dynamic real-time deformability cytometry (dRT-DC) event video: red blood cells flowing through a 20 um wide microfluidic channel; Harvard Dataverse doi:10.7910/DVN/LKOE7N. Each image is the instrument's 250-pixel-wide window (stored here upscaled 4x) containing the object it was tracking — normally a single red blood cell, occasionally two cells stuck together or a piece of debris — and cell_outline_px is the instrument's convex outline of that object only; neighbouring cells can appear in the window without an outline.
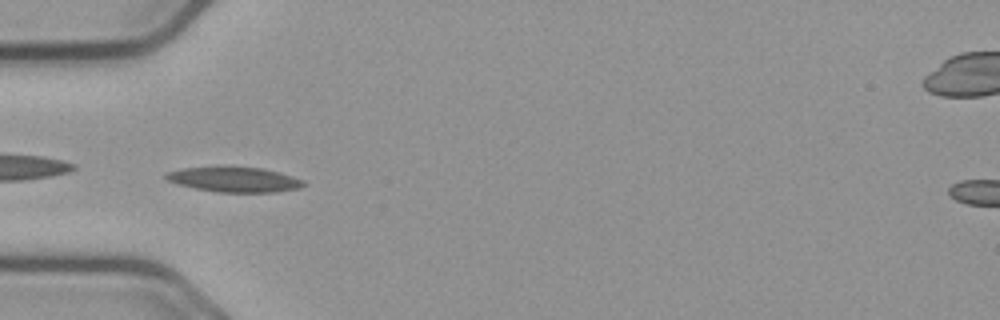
{"species": "common noctule bat (a hibernating species)", "species_latin": "Nyctalus noctula", "temperature_condition": "cold", "stored_images_in_passage": 47, "camera_frame_rate_fps": 3000, "um_per_image_px": 0.085, "animal": {"sex": "male", "body_mass_g": 23.1, "forearm_length_mm": 52.7}, "frame": {"image": 1, "passage_image": 9, "time_ms": 2.667, "image_size_px": [1000, 320], "cell_outline_px": [[308, 184], [300, 188], [276, 192], [216, 192], [176, 184], [168, 180], [164, 176], [168, 172], [184, 168], [260, 168], [280, 172], [304, 180]], "centroid_in_image_um": [19.99, 15.28], "position_along_channel_um": 65.0, "area_um2": 19.65}}
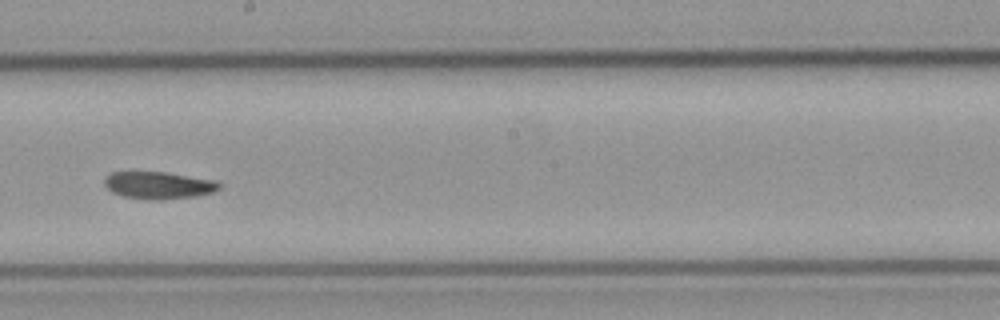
{"frame": {"image": 2, "passage_image": 23, "time_ms": 7.333, "image_size_px": [1000, 320], "cell_outline_px": [[220, 188], [212, 192], [196, 196], [160, 200], [152, 200], [124, 196], [112, 192], [104, 184], [104, 176], [112, 172], [164, 172], [216, 180], [220, 184]], "centroid_in_image_um": [13.47, 15.74], "position_along_channel_um": 234.7, "area_um2": 18.15}}
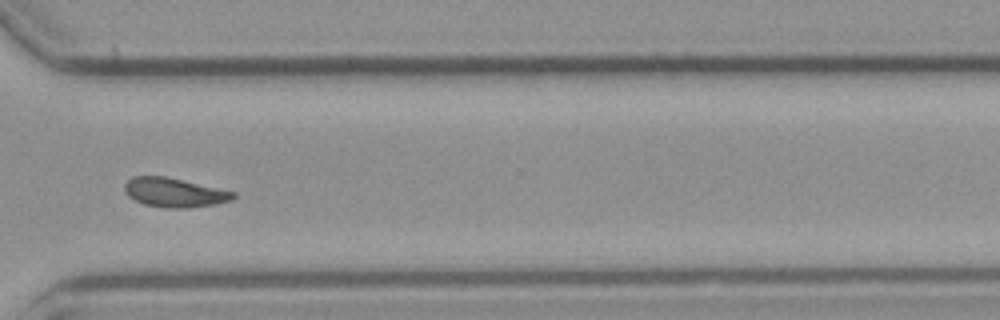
{"frame": {"image": 3, "passage_image": 33, "time_ms": 10.667, "image_size_px": [1000, 320], "cell_outline_px": [[236, 196], [232, 200], [216, 204], [184, 208], [164, 208], [144, 204], [128, 196], [124, 192], [124, 184], [132, 176], [164, 176], [236, 192]], "centroid_in_image_um": [14.81, 16.37], "position_along_channel_um": 355.8, "area_um2": 18.44}}